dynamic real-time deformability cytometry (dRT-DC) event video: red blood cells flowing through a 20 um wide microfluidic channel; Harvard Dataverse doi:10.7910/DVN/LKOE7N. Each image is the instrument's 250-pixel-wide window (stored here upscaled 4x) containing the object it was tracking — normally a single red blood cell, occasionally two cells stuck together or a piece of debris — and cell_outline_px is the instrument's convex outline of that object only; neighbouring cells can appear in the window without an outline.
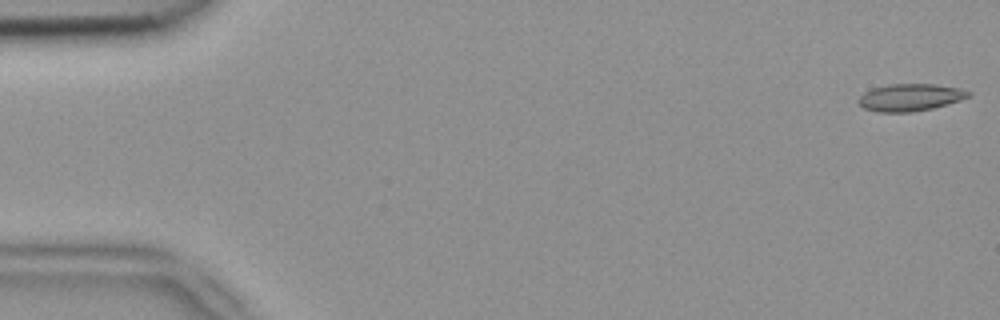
{"species": "common noctule bat (a hibernating species)", "species_latin": "Nyctalus noctula", "temperature_condition": "room temperature", "stored_images_in_passage": 5, "camera_frame_rate_fps": 3000, "um_per_image_px": 0.085, "animal": {"sex": "female", "body_mass_g": 18.4}, "frame": {"image": 1, "passage_image": 1, "time_ms": 0.0, "image_size_px": [1000, 320], "cell_outline_px": [[972, 96], [948, 104], [932, 108], [912, 112], [880, 112], [864, 108], [856, 100], [864, 92], [872, 88], [888, 84], [936, 84], [960, 88], [972, 92]], "centroid_in_image_um": [77.39, 8.27], "position_along_channel_um": 7.6, "area_um2": 17.57}}
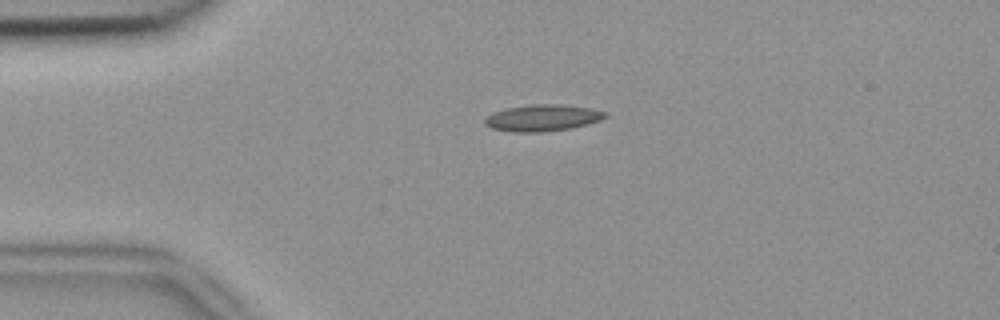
{"frame": {"image": 2, "passage_image": 4, "time_ms": 1.0, "image_size_px": [1000, 320], "cell_outline_px": [[608, 116], [600, 120], [588, 124], [572, 128], [544, 132], [516, 132], [492, 128], [484, 124], [484, 116], [492, 112], [508, 108], [532, 104], [564, 104], [592, 108], [608, 112]], "centroid_in_image_um": [46.14, 10.01], "position_along_channel_um": 38.9, "area_um2": 18.9}}